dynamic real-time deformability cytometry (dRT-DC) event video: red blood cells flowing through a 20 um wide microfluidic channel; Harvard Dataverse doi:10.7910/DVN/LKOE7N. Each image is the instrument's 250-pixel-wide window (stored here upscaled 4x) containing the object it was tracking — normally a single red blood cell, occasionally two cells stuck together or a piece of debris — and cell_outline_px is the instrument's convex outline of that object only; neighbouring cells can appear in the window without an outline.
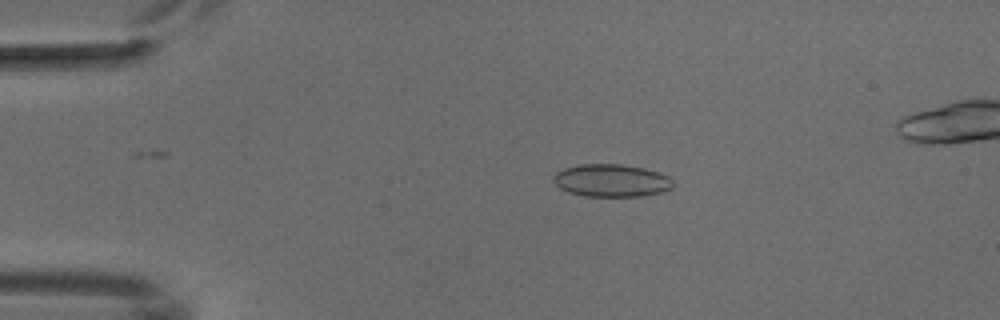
{"species": "common noctule bat (a hibernating species)", "species_latin": "Nyctalus noctula", "temperature_condition": "cold", "stored_images_in_passage": 7, "camera_frame_rate_fps": 3000, "um_per_image_px": 0.085, "animal": {"sex": "male", "body_mass_g": 18.8}, "frame": {"image": 1, "passage_image": 3, "time_ms": 3.333, "image_size_px": [1000, 320], "cell_outline_px": [[672, 188], [664, 192], [644, 196], [584, 196], [568, 192], [560, 188], [552, 180], [552, 176], [556, 172], [564, 168], [580, 164], [620, 164], [644, 168], [668, 176], [672, 180]], "centroid_in_image_um": [51.95, 15.35], "position_along_channel_um": 33.0, "area_um2": 22.83}}
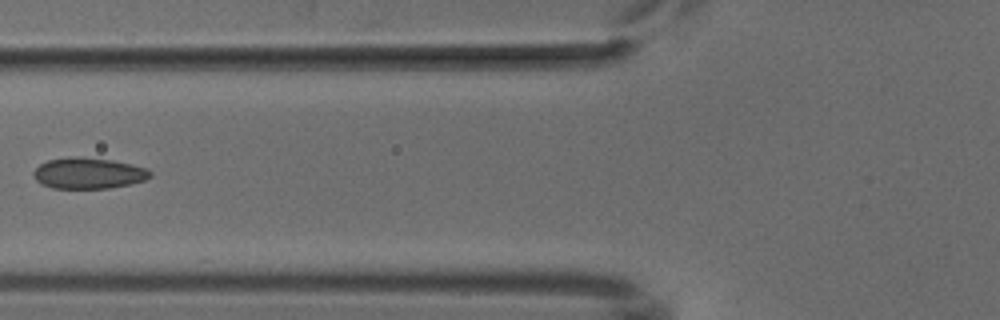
{"frame": {"image": 2, "passage_image": 6, "time_ms": 6.667, "image_size_px": [1000, 320], "cell_outline_px": [[152, 176], [144, 180], [132, 184], [108, 188], [52, 188], [40, 184], [36, 180], [32, 172], [40, 164], [48, 160], [72, 156], [76, 156], [112, 160], [132, 164], [148, 168], [152, 172]], "centroid_in_image_um": [7.53, 14.72], "position_along_channel_um": 118.3, "area_um2": 21.27}}
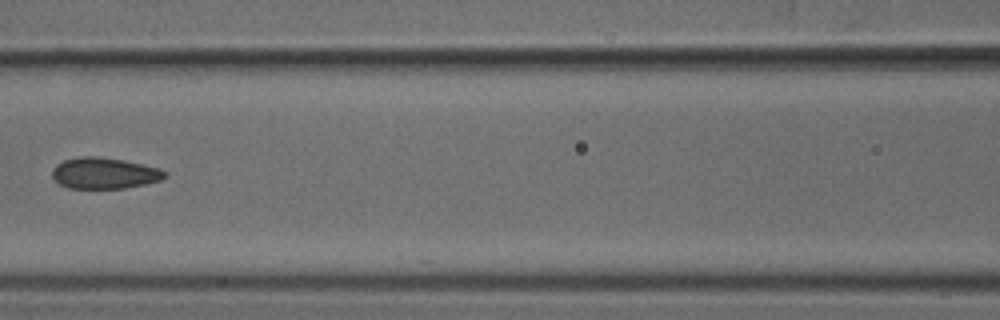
{"frame": {"image": 3, "passage_image": 7, "time_ms": 7.667, "image_size_px": [1000, 320], "cell_outline_px": [[168, 176], [160, 180], [144, 184], [124, 188], [68, 188], [60, 184], [52, 176], [52, 168], [56, 164], [64, 160], [80, 156], [100, 156], [124, 160], [160, 168], [168, 172]], "centroid_in_image_um": [8.88, 14.71], "position_along_channel_um": 157.7, "area_um2": 20.58}}